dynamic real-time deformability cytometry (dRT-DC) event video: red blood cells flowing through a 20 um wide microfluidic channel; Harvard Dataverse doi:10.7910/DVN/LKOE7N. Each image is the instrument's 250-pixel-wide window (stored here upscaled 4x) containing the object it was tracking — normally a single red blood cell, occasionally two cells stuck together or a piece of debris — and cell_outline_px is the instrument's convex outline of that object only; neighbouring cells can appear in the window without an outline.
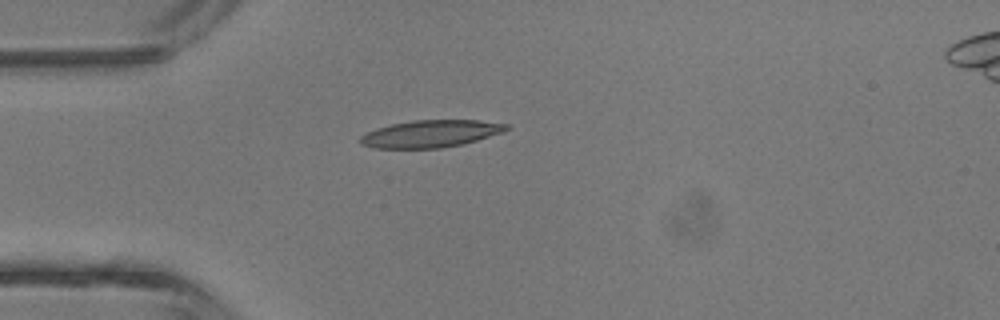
{"species": "common noctule bat (a hibernating species)", "species_latin": "Nyctalus noctula", "temperature_condition": "room temperature", "stored_images_in_passage": 1, "camera_frame_rate_fps": 3000, "um_per_image_px": 0.085, "animal": {"sex": "male", "body_mass_g": 13.3}, "frame": {"image": 1, "passage_image": 1, "time_ms": 0.0, "image_size_px": [1000, 320], "cell_outline_px": [[512, 128], [504, 132], [464, 144], [440, 148], [372, 148], [360, 144], [360, 136], [376, 128], [392, 124], [412, 120], [480, 120], [508, 124]], "centroid_in_image_um": [36.64, 11.36], "position_along_channel_um": 48.4, "area_um2": 23.35}}